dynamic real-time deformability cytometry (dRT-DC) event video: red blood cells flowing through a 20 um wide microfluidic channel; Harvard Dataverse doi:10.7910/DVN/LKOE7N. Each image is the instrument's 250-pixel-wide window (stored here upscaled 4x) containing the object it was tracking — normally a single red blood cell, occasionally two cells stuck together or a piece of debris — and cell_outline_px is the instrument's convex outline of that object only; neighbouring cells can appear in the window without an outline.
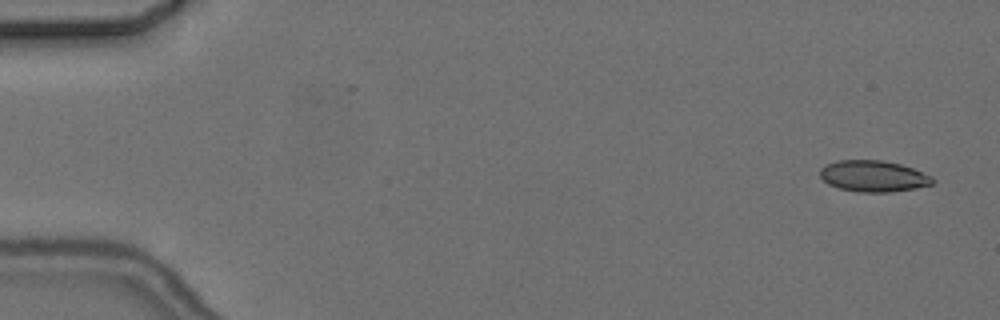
{"species": "common noctule bat (a hibernating species)", "species_latin": "Nyctalus noctula", "temperature_condition": "cold", "stored_images_in_passage": 4, "camera_frame_rate_fps": 3000, "um_per_image_px": 0.085, "animal": {"sex": "female", "body_mass_g": 24.6, "forearm_length_mm": 56.2}, "frame": {"image": 1, "passage_image": 1, "time_ms": 0.0, "image_size_px": [1000, 320], "cell_outline_px": [[936, 180], [932, 184], [916, 188], [888, 192], [856, 192], [840, 188], [828, 184], [820, 176], [820, 168], [828, 164], [840, 160], [880, 160], [900, 164], [912, 168], [932, 176]], "centroid_in_image_um": [74.25, 14.98], "position_along_channel_um": 10.8, "area_um2": 20.4}}
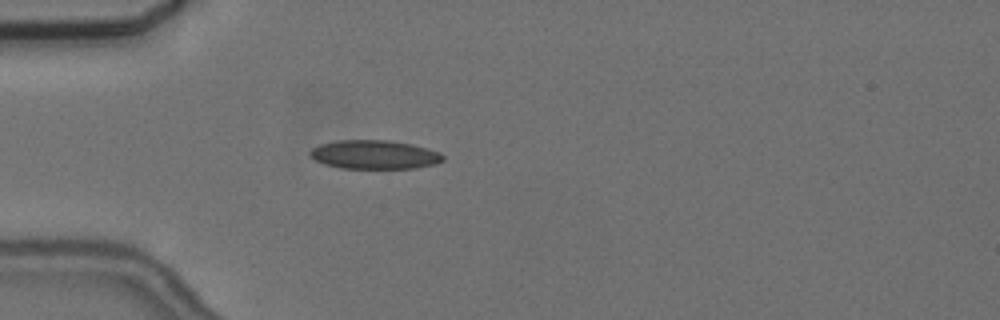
{"frame": {"image": 2, "passage_image": 4, "time_ms": 4.667, "image_size_px": [1000, 320], "cell_outline_px": [[444, 160], [436, 164], [416, 168], [340, 168], [324, 164], [316, 160], [308, 152], [312, 148], [320, 144], [336, 140], [388, 140], [412, 144], [428, 148], [440, 152], [444, 156]], "centroid_in_image_um": [31.85, 13.14], "position_along_channel_um": 53.2, "area_um2": 22.43}}